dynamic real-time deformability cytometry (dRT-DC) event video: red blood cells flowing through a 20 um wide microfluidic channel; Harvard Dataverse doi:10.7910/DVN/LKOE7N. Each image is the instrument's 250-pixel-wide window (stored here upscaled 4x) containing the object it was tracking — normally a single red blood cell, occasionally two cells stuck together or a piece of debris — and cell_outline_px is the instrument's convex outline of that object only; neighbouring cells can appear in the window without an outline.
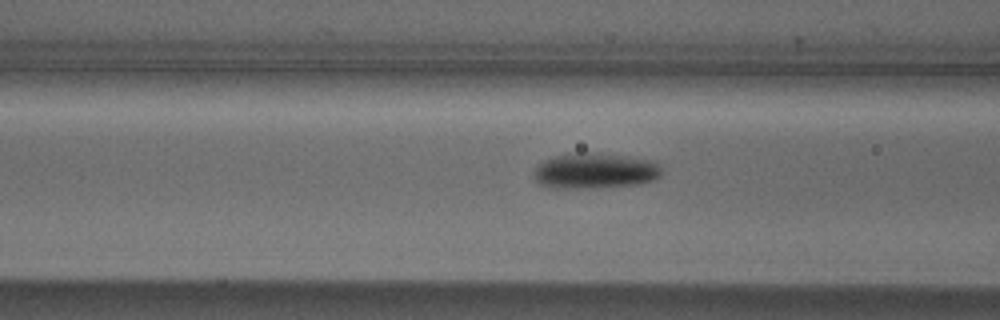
{"species": "Egyptian fruit bat (a non-hibernating species)", "species_latin": "Rousettus aegyptiacus", "temperature_condition": "cold", "stored_images_in_passage": 13, "camera_frame_rate_fps": 3000, "um_per_image_px": 0.085, "animal": {"sex": "male"}, "frame": {"image": 1, "passage_image": 10, "time_ms": 3.0, "image_size_px": [1000, 320], "cell_outline_px": [[664, 172], [660, 176], [652, 180], [640, 184], [564, 188], [556, 188], [540, 184], [532, 176], [532, 172], [536, 164], [552, 156], [568, 152], [596, 152], [656, 160], [660, 164]], "centroid_in_image_um": [50.56, 14.47], "position_along_channel_um": 116.0, "area_um2": 26.93}}